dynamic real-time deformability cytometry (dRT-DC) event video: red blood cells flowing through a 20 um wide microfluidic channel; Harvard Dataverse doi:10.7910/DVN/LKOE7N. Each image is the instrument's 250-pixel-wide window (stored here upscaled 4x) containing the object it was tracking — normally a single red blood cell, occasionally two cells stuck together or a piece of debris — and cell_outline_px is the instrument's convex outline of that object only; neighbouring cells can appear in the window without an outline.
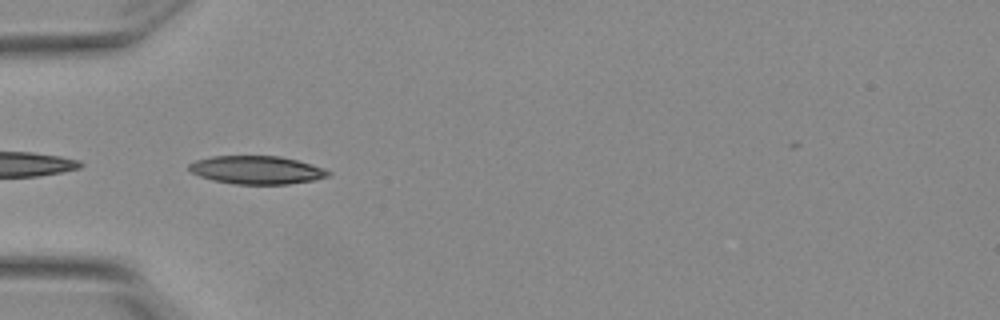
{"species": "Egyptian fruit bat (a non-hibernating species)", "species_latin": "Rousettus aegyptiacus", "temperature_condition": "warm", "stored_images_in_passage": 6, "camera_frame_rate_fps": 3000, "um_per_image_px": 0.085, "animal": {"sex": "female"}, "frame": {"image": 1, "passage_image": 1, "time_ms": 0.0, "image_size_px": [1000, 320], "cell_outline_px": [[332, 172], [328, 176], [312, 180], [288, 184], [236, 184], [212, 180], [200, 176], [192, 172], [188, 168], [188, 164], [196, 160], [212, 156], [280, 156], [296, 160]], "centroid_in_image_um": [21.76, 14.45], "position_along_channel_um": 63.2, "area_um2": 22.54}}